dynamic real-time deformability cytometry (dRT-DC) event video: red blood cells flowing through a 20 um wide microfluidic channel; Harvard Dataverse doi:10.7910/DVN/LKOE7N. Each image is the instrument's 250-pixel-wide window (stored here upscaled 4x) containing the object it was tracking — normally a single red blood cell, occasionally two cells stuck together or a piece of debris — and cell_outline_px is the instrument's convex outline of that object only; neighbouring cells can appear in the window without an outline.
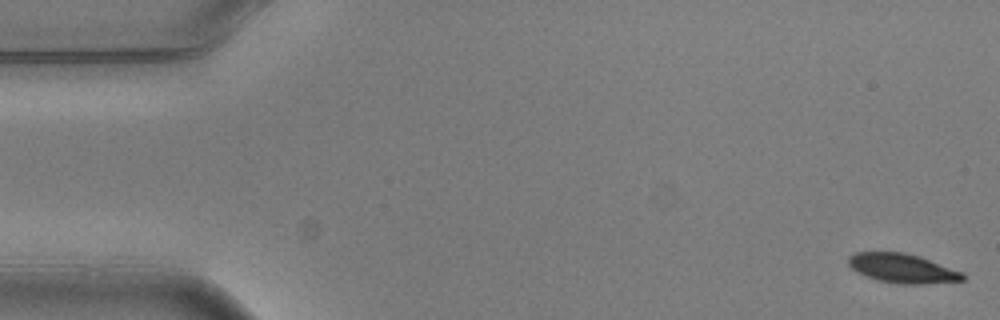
{"species": "common noctule bat (a hibernating species)", "species_latin": "Nyctalus noctula", "temperature_condition": "warm", "stored_images_in_passage": 5, "segment_of_instrument_passage": [1, 2], "camera_frame_rate_fps": 3000, "um_per_image_px": 0.085, "animal": {"sex": "male", "body_mass_g": 20.5, "forearm_length_mm": 52.5}, "frame": {"image": 1, "passage_image": 1, "time_ms": 0.0, "image_size_px": [1000, 320], "cell_outline_px": [[964, 280], [924, 284], [896, 284], [876, 280], [856, 272], [848, 264], [848, 256], [856, 252], [904, 252], [920, 256], [964, 272]], "centroid_in_image_um": [76.7, 22.81], "position_along_channel_um": 8.3, "area_um2": 19.71}}
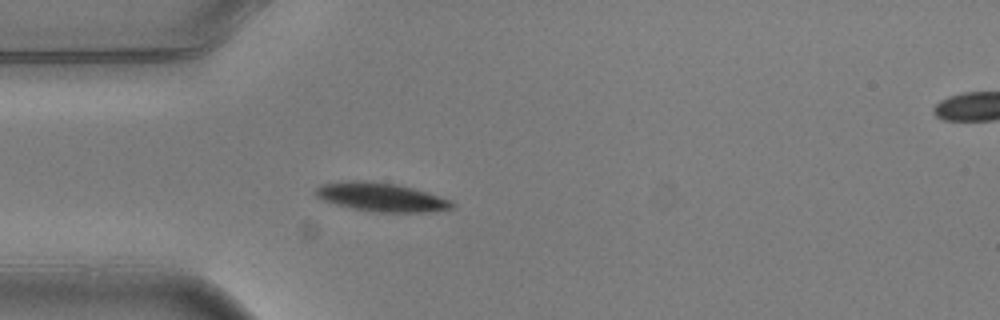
{"frame": {"image": 2, "passage_image": 4, "time_ms": 1.0, "image_size_px": [1000, 320], "cell_outline_px": [[456, 204], [452, 208], [432, 212], [372, 212], [352, 208], [320, 200], [316, 196], [316, 188], [320, 184], [348, 180], [368, 180], [396, 184], [412, 188], [452, 200]], "centroid_in_image_um": [32.38, 16.75], "position_along_channel_um": 52.6, "area_um2": 23.0}}